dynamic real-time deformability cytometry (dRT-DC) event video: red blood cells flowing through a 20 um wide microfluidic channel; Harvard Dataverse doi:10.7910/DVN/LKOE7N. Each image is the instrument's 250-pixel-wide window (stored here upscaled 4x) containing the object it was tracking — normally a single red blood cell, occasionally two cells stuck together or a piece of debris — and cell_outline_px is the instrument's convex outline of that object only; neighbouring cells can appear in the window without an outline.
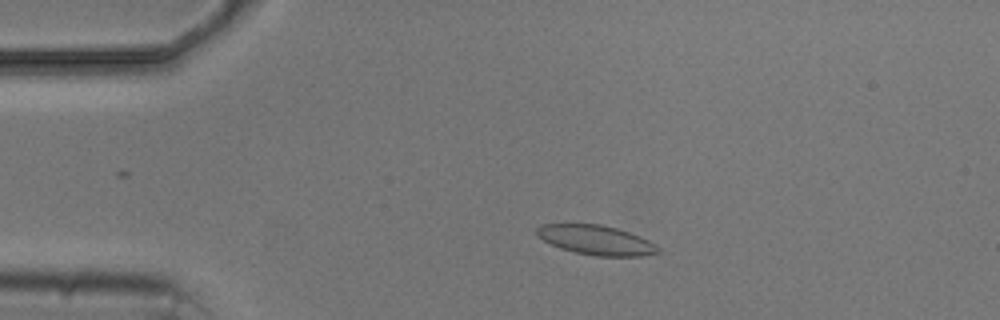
{"species": "common noctule bat (a hibernating species)", "species_latin": "Nyctalus noctula", "temperature_condition": "cold", "stored_images_in_passage": 4, "camera_frame_rate_fps": 3000, "um_per_image_px": 0.085, "animal": {"sex": "male", "body_mass_g": 20.5, "forearm_length_mm": 52.5}, "frame": {"image": 1, "passage_image": 3, "time_ms": 2.333, "image_size_px": [1000, 320], "cell_outline_px": [[660, 252], [640, 256], [596, 256], [576, 252], [560, 248], [536, 236], [536, 228], [540, 224], [600, 224], [616, 228], [640, 236], [656, 244], [660, 248]], "centroid_in_image_um": [50.67, 20.4], "position_along_channel_um": 34.3, "area_um2": 20.81}}